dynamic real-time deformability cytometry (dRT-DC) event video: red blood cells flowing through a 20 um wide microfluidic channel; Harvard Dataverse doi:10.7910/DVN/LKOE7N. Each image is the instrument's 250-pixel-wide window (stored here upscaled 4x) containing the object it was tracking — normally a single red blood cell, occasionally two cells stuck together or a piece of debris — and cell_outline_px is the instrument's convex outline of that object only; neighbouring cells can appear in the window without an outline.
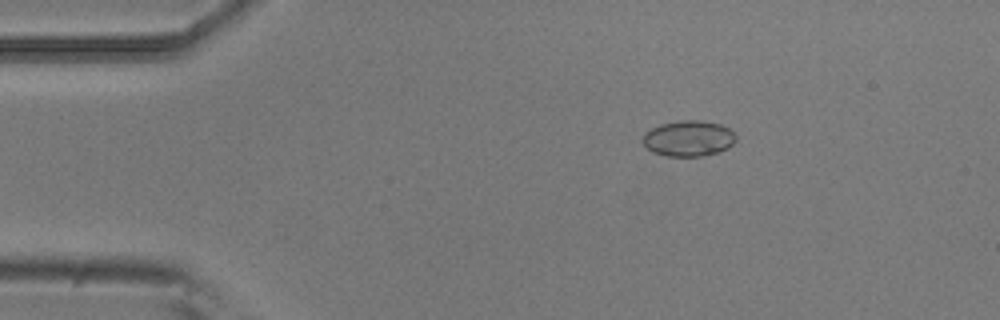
{"species": "common noctule bat (a hibernating species)", "species_latin": "Nyctalus noctula", "temperature_condition": "room temperature", "stored_images_in_passage": 4, "camera_frame_rate_fps": 3000, "um_per_image_px": 0.085, "animal": {"sex": "male", "body_mass_g": 20.5, "forearm_length_mm": 52.5}, "frame": {"image": 1, "passage_image": 2, "time_ms": 0.333, "image_size_px": [1000, 320], "cell_outline_px": [[736, 140], [728, 148], [716, 152], [700, 156], [668, 156], [652, 152], [644, 144], [644, 132], [660, 124], [680, 120], [700, 120], [720, 124], [728, 128], [736, 136]], "centroid_in_image_um": [58.52, 11.76], "position_along_channel_um": 26.5, "area_um2": 19.25}}
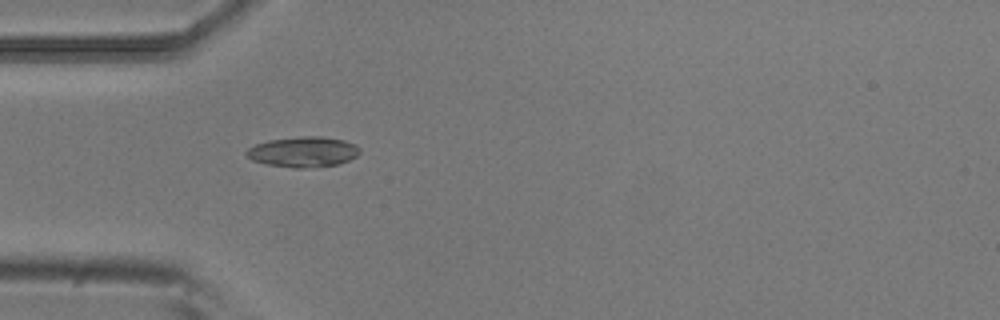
{"frame": {"image": 2, "passage_image": 4, "time_ms": 1.0, "image_size_px": [1000, 320], "cell_outline_px": [[360, 152], [356, 156], [340, 164], [304, 168], [296, 168], [264, 164], [252, 160], [244, 152], [248, 148], [256, 144], [268, 140], [300, 136], [320, 136], [344, 140], [356, 144], [360, 148]], "centroid_in_image_um": [25.77, 12.9], "position_along_channel_um": 59.2, "area_um2": 20.17}}